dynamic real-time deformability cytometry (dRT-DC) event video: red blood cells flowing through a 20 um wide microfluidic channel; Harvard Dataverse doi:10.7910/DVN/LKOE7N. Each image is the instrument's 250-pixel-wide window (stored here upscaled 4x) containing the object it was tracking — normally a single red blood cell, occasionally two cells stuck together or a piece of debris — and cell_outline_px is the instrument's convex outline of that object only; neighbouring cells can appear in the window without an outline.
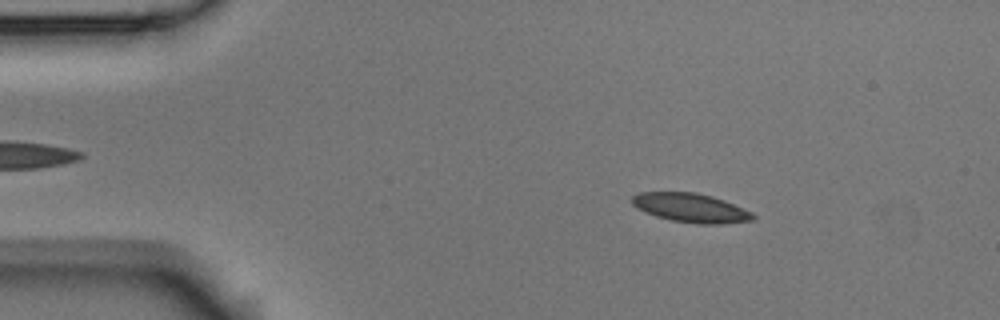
{"species": "Egyptian fruit bat (a non-hibernating species)", "species_latin": "Rousettus aegyptiacus", "temperature_condition": "room temperature", "stored_images_in_passage": 53, "camera_frame_rate_fps": 3000, "um_per_image_px": 0.085, "animal": {"sex": "male"}, "frame": {"image": 1, "passage_image": 8, "time_ms": 2.333, "image_size_px": [1000, 320], "cell_outline_px": [[756, 216], [752, 220], [720, 224], [696, 224], [672, 220], [656, 216], [632, 204], [632, 196], [640, 192], [696, 192], [712, 196], [724, 200], [752, 212]], "centroid_in_image_um": [58.75, 17.66], "position_along_channel_um": 26.3, "area_um2": 20.23}}
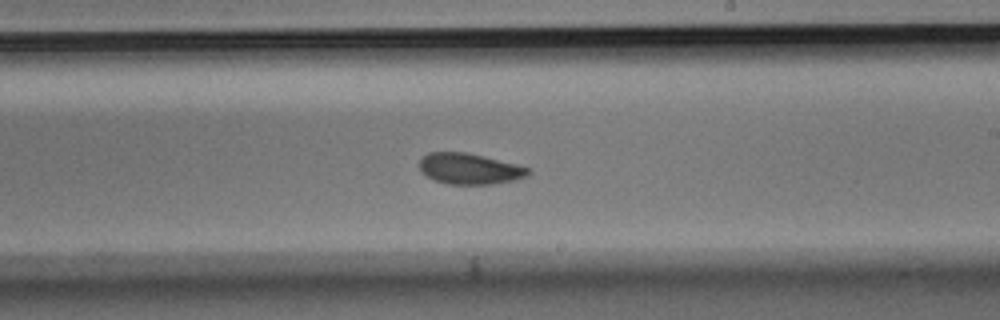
{"frame": {"image": 2, "passage_image": 31, "time_ms": 10.0, "image_size_px": [1000, 320], "cell_outline_px": [[532, 172], [528, 176], [516, 180], [492, 184], [448, 184], [436, 180], [420, 172], [420, 160], [428, 152], [464, 152], [516, 164], [528, 168]], "centroid_in_image_um": [39.93, 14.35], "position_along_channel_um": 249.1, "area_um2": 19.42}}
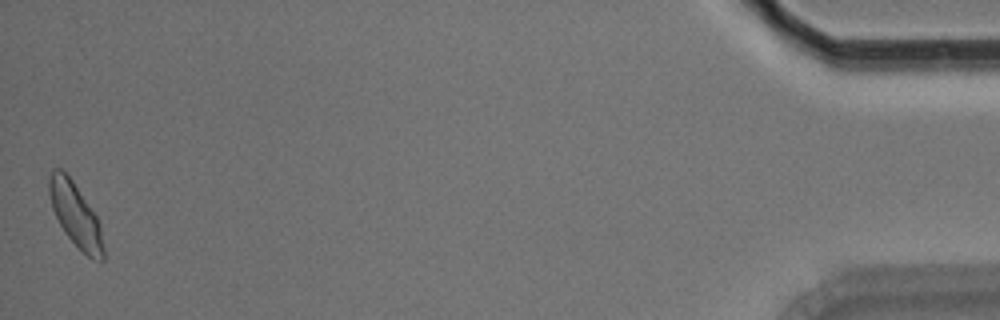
{"frame": {"image": 3, "passage_image": 53, "time_ms": 17.333, "image_size_px": [1000, 320], "cell_outline_px": [[104, 260], [92, 260], [64, 232], [52, 208], [48, 192], [48, 176], [52, 168], [60, 168], [72, 180], [96, 216], [100, 228], [104, 248]], "centroid_in_image_um": [6.39, 18.24], "position_along_channel_um": 428.8, "area_um2": 19.77}, "authors_computed_cell_mechanics": {"area_um2": 19.9988, "velocity_mm_per_s": 3.7197, "shape_relaxation_time_tau1_ms": 4.0534, "shape_relaxation_time_tau2_ms": 2.7525, "deformation_change_tau1": 0.0963, "deformation_change_tau2": 0.0527}}